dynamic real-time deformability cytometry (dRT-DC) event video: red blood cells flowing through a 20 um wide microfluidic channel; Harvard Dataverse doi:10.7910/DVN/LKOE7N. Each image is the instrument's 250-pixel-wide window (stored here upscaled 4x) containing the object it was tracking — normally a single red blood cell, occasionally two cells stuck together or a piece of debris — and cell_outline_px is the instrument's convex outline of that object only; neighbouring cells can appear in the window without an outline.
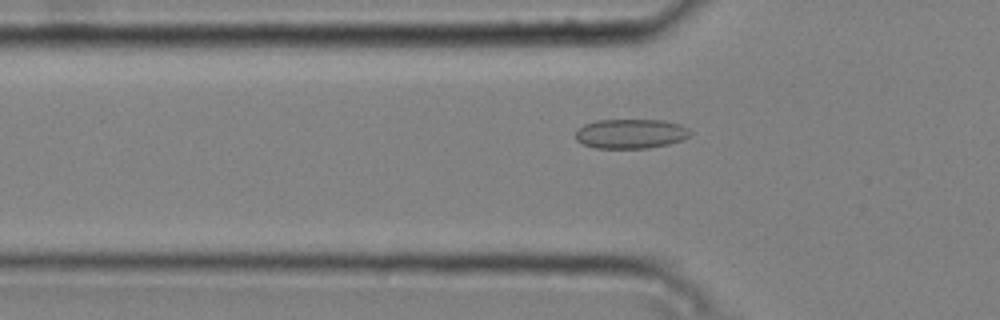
{"species": "common noctule bat (a hibernating species)", "species_latin": "Nyctalus noctula", "temperature_condition": "cold", "stored_images_in_passage": 47, "camera_frame_rate_fps": 3000, "um_per_image_px": 0.085, "animal": {"sex": "male", "body_mass_g": 20.4}, "frame": {"image": 1, "passage_image": 17, "time_ms": 5.333, "image_size_px": [1000, 320], "cell_outline_px": [[692, 132], [684, 140], [668, 144], [648, 148], [596, 148], [584, 144], [576, 140], [576, 128], [584, 124], [596, 120], [664, 120], [680, 124], [688, 128]], "centroid_in_image_um": [53.61, 11.36], "position_along_channel_um": 72.2, "area_um2": 19.88}}
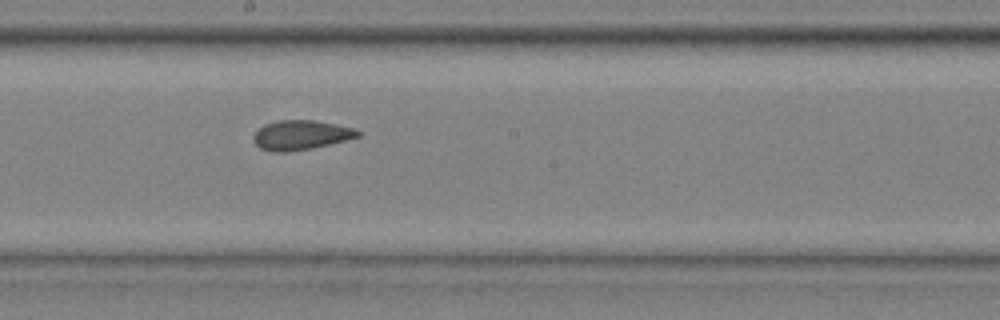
{"frame": {"image": 2, "passage_image": 29, "time_ms": 9.333, "image_size_px": [1000, 320], "cell_outline_px": [[360, 136], [348, 140], [312, 148], [288, 152], [272, 152], [260, 148], [252, 140], [252, 136], [264, 124], [276, 120], [312, 120], [336, 124], [356, 128], [360, 132]], "centroid_in_image_um": [25.58, 11.48], "position_along_channel_um": 222.6, "area_um2": 18.15}}
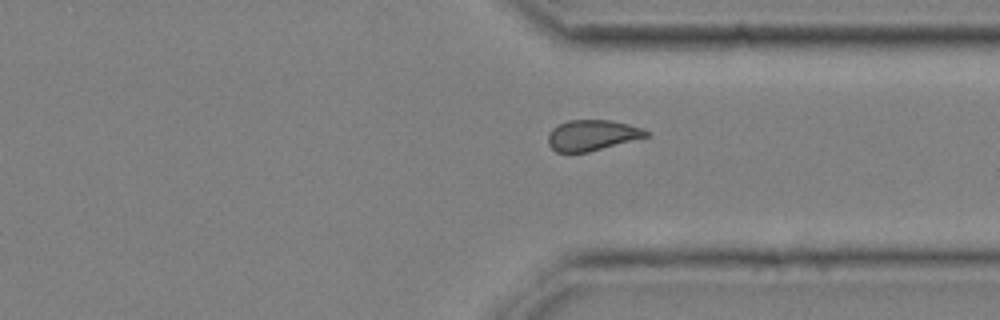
{"frame": {"image": 3, "passage_image": 40, "time_ms": 13.0, "image_size_px": [1000, 320], "cell_outline_px": [[648, 136], [588, 152], [556, 152], [548, 144], [548, 132], [552, 128], [568, 120], [612, 120], [644, 128], [648, 132]], "centroid_in_image_um": [50.31, 11.49], "position_along_channel_um": 361.1, "area_um2": 17.46}, "authors_computed_cell_mechanics": {"area_um2": 18.1492, "velocity_mm_per_s": 3.7528, "shape_relaxation_time_tau1_ms": null, "shape_relaxation_time_tau2_ms": 1.8817, "deformation_change_tau1": null, "deformation_change_tau2": 0.0747}}